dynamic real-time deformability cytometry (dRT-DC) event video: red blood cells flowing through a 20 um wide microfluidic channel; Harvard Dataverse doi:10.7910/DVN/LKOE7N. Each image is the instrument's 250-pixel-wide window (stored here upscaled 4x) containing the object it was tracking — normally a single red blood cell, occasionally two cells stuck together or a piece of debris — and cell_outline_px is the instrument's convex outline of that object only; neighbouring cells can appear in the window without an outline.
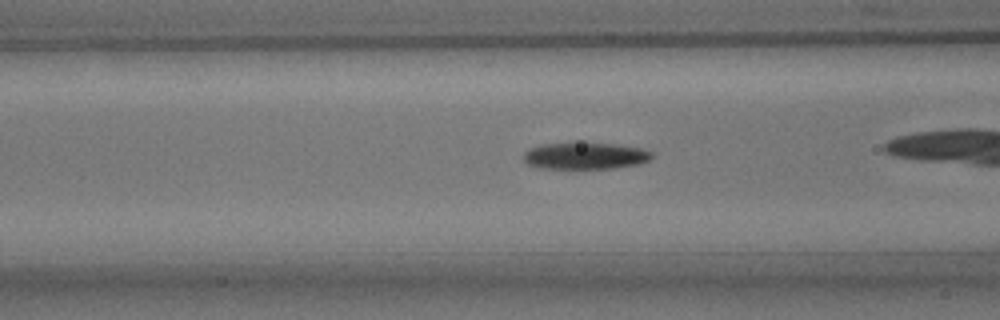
{"species": "common noctule bat (a hibernating species)", "species_latin": "Nyctalus noctula", "temperature_condition": "room temperature", "stored_images_in_passage": 37, "camera_frame_rate_fps": 3000, "um_per_image_px": 0.085, "animal": {"sex": "male", "body_mass_g": 15.6}, "frame": {"image": 1, "passage_image": 16, "time_ms": 5.0, "image_size_px": [1000, 320], "cell_outline_px": [[652, 156], [648, 160], [640, 164], [616, 168], [540, 168], [528, 164], [524, 160], [524, 152], [528, 148], [540, 144], [576, 140], [616, 144], [640, 148], [652, 152]], "centroid_in_image_um": [49.7, 13.2], "position_along_channel_um": 116.9, "area_um2": 20.75}}
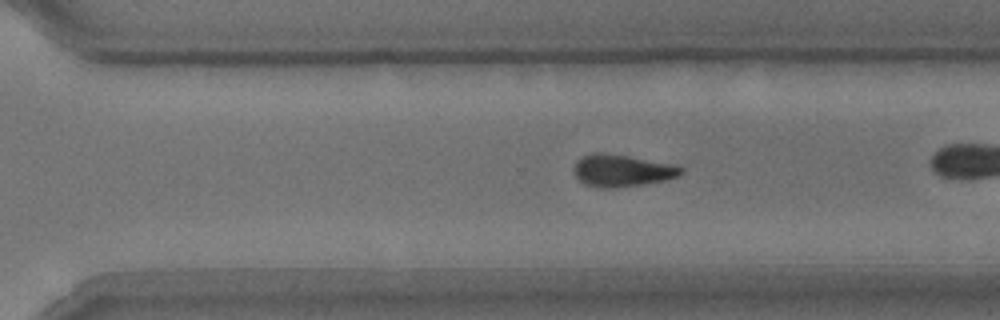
{"frame": {"image": 2, "passage_image": 32, "time_ms": 10.333, "image_size_px": [1000, 320], "cell_outline_px": [[684, 172], [680, 176], [664, 180], [616, 188], [596, 188], [584, 184], [572, 172], [572, 168], [576, 160], [592, 152], [600, 152], [628, 156], [676, 164], [684, 168]], "centroid_in_image_um": [52.86, 14.49], "position_along_channel_um": 317.7, "area_um2": 20.35}}